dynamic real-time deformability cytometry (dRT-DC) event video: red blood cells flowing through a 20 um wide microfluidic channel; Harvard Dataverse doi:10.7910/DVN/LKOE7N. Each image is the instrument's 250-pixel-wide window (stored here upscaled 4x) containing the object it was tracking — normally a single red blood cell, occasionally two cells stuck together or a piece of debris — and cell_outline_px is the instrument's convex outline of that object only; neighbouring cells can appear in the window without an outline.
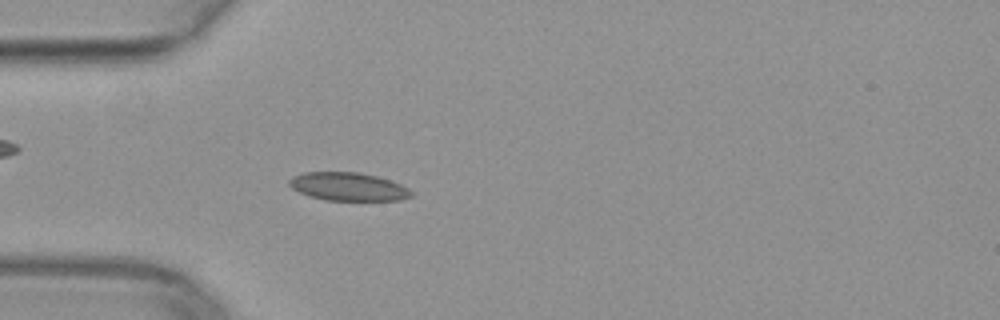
{"species": "common noctule bat (a hibernating species)", "species_latin": "Nyctalus noctula", "temperature_condition": "warm", "stored_images_in_passage": 47, "camera_frame_rate_fps": 3000, "um_per_image_px": 0.085, "animal": {"sex": "female", "body_mass_g": 29.2, "forearm_length_mm": 56.3}, "frame": {"image": 1, "passage_image": 12, "time_ms": 3.667, "image_size_px": [1000, 320], "cell_outline_px": [[412, 196], [400, 200], [324, 200], [308, 196], [292, 188], [288, 184], [288, 180], [292, 176], [304, 172], [356, 172], [376, 176], [400, 184], [408, 188], [412, 192]], "centroid_in_image_um": [29.55, 15.86], "position_along_channel_um": 55.4, "area_um2": 20.0}}
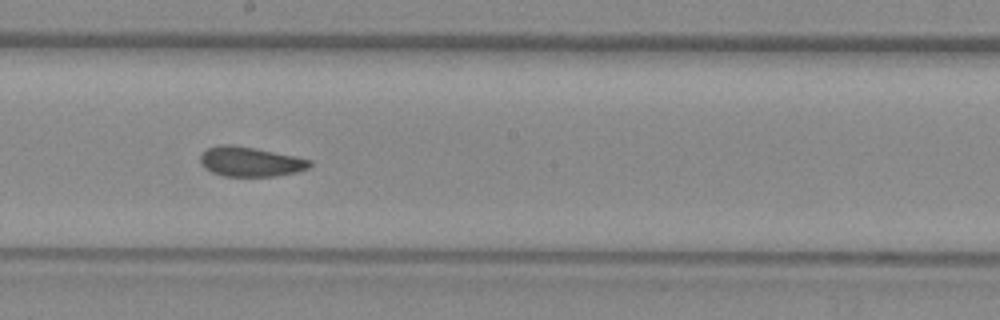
{"frame": {"image": 2, "passage_image": 25, "time_ms": 8.0, "image_size_px": [1000, 320], "cell_outline_px": [[312, 164], [308, 168], [296, 172], [276, 176], [224, 176], [212, 172], [204, 168], [200, 164], [200, 156], [208, 148], [220, 144], [232, 144], [256, 148], [296, 156], [312, 160]], "centroid_in_image_um": [21.28, 13.73], "position_along_channel_um": 226.9, "area_um2": 19.07}}
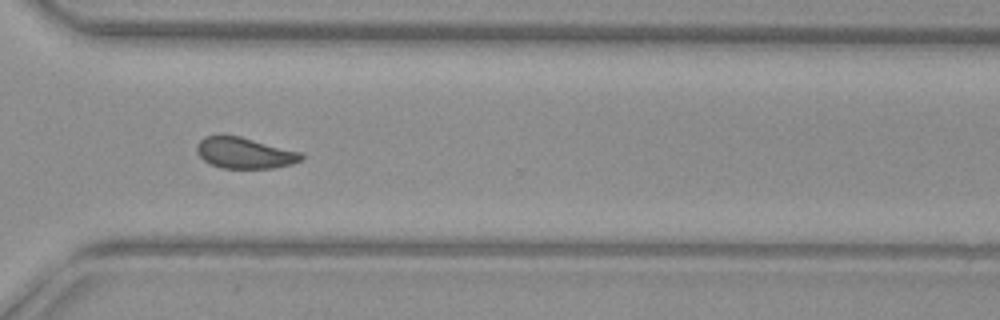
{"frame": {"image": 3, "passage_image": 34, "time_ms": 11.0, "image_size_px": [1000, 320], "cell_outline_px": [[304, 156], [300, 160], [292, 164], [276, 168], [220, 168], [204, 160], [196, 152], [196, 144], [204, 136], [220, 132], [240, 136], [304, 152]], "centroid_in_image_um": [20.77, 12.96], "position_along_channel_um": 349.8, "area_um2": 19.54}}